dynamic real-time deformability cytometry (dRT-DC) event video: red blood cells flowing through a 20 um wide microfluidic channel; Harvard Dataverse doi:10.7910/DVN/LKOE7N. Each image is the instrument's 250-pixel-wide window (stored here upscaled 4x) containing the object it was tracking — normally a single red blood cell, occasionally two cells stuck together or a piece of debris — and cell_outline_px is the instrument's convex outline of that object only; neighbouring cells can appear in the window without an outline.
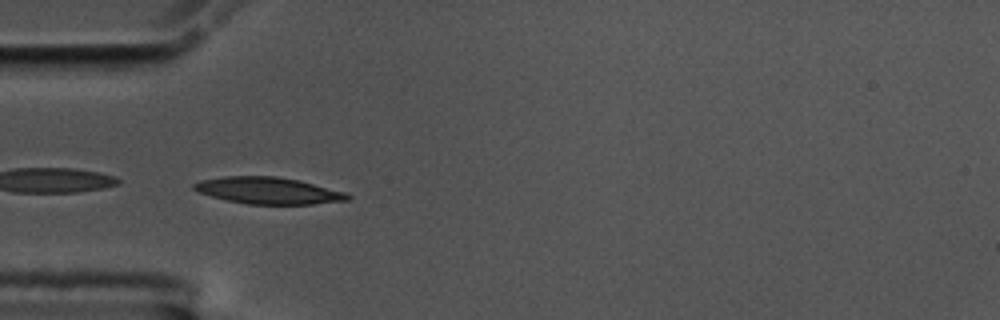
{"species": "common noctule bat (a hibernating species)", "species_latin": "Nyctalus noctula", "temperature_condition": "cold", "stored_images_in_passage": 57, "camera_frame_rate_fps": 3000, "um_per_image_px": 0.085, "animal": {"sex": "male", "body_mass_g": 17.5, "forearm_length_mm": 52.3}, "frame": {"image": 1, "passage_image": 17, "time_ms": 5.333, "image_size_px": [1000, 320], "cell_outline_px": [[352, 196], [348, 200], [312, 204], [248, 204], [228, 200], [196, 192], [192, 188], [192, 184], [200, 180], [224, 176], [276, 176], [300, 180], [344, 192]], "centroid_in_image_um": [22.77, 16.19], "position_along_channel_um": 62.2, "area_um2": 23.87}}
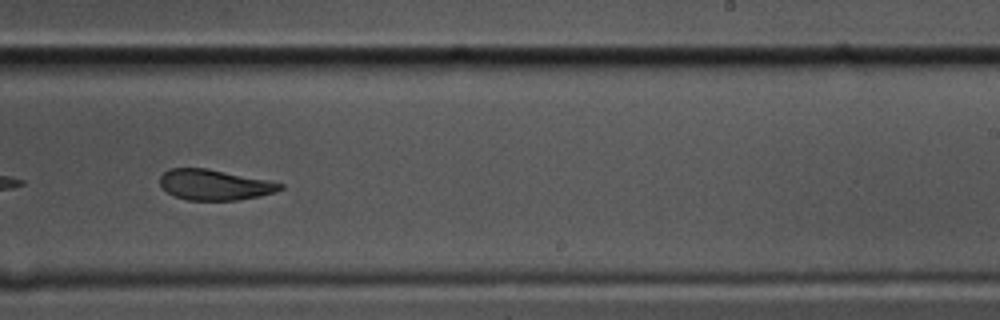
{"frame": {"image": 2, "passage_image": 35, "time_ms": 11.333, "image_size_px": [1000, 320], "cell_outline_px": [[284, 188], [276, 192], [260, 196], [236, 200], [188, 200], [176, 196], [168, 192], [160, 184], [160, 176], [164, 172], [172, 168], [208, 168], [268, 180], [284, 184]], "centroid_in_image_um": [18.27, 15.7], "position_along_channel_um": 270.7, "area_um2": 21.33}}
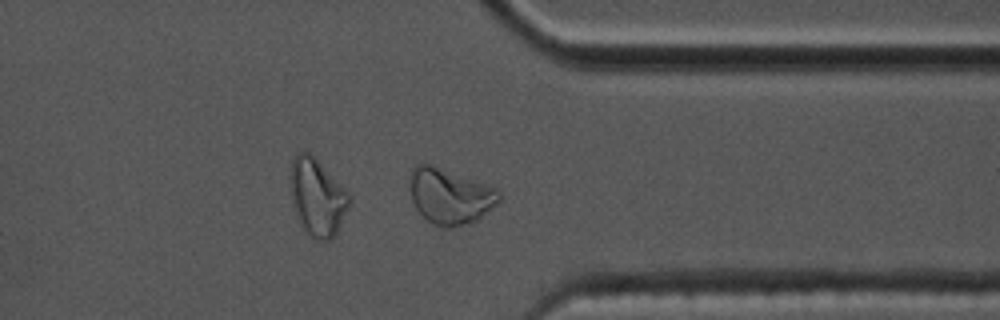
{"frame": {"image": 3, "passage_image": 44, "time_ms": 14.333, "image_size_px": [1000, 320], "cell_outline_px": [[500, 200], [496, 204], [476, 220], [448, 228], [444, 228], [432, 224], [416, 208], [412, 200], [412, 168], [416, 164], [432, 164], [496, 188], [500, 192]], "centroid_in_image_um": [38.26, 16.67], "position_along_channel_um": 373.1, "area_um2": 28.21}, "authors_computed_cell_mechanics": {"area_um2": 28.2064, "velocity_mm_per_s": 3.5065, "shape_relaxation_time_tau1_ms": 4.9179, "shape_relaxation_time_tau2_ms": 3.8701, "deformation_change_tau1": 0.145, "deformation_change_tau2": 0.0963}}